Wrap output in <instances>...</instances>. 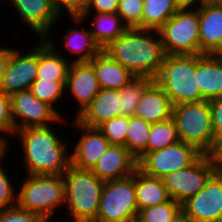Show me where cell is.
<instances>
[{
    "label": "cell",
    "instance_id": "39",
    "mask_svg": "<svg viewBox=\"0 0 222 222\" xmlns=\"http://www.w3.org/2000/svg\"><path fill=\"white\" fill-rule=\"evenodd\" d=\"M119 0H90L85 12L80 16L84 21L88 20L91 12L116 13Z\"/></svg>",
    "mask_w": 222,
    "mask_h": 222
},
{
    "label": "cell",
    "instance_id": "36",
    "mask_svg": "<svg viewBox=\"0 0 222 222\" xmlns=\"http://www.w3.org/2000/svg\"><path fill=\"white\" fill-rule=\"evenodd\" d=\"M15 126L11 116L10 96L0 92V132L14 138Z\"/></svg>",
    "mask_w": 222,
    "mask_h": 222
},
{
    "label": "cell",
    "instance_id": "48",
    "mask_svg": "<svg viewBox=\"0 0 222 222\" xmlns=\"http://www.w3.org/2000/svg\"><path fill=\"white\" fill-rule=\"evenodd\" d=\"M209 1L222 4V0H209Z\"/></svg>",
    "mask_w": 222,
    "mask_h": 222
},
{
    "label": "cell",
    "instance_id": "14",
    "mask_svg": "<svg viewBox=\"0 0 222 222\" xmlns=\"http://www.w3.org/2000/svg\"><path fill=\"white\" fill-rule=\"evenodd\" d=\"M5 1V0H4ZM8 1V0H7ZM17 17L26 24L38 39L49 36L60 18L53 0H9Z\"/></svg>",
    "mask_w": 222,
    "mask_h": 222
},
{
    "label": "cell",
    "instance_id": "22",
    "mask_svg": "<svg viewBox=\"0 0 222 222\" xmlns=\"http://www.w3.org/2000/svg\"><path fill=\"white\" fill-rule=\"evenodd\" d=\"M173 105L161 86L153 80L138 102L135 116L154 124L172 118Z\"/></svg>",
    "mask_w": 222,
    "mask_h": 222
},
{
    "label": "cell",
    "instance_id": "32",
    "mask_svg": "<svg viewBox=\"0 0 222 222\" xmlns=\"http://www.w3.org/2000/svg\"><path fill=\"white\" fill-rule=\"evenodd\" d=\"M181 215V204L169 199L167 202L141 209L137 217L143 222H174Z\"/></svg>",
    "mask_w": 222,
    "mask_h": 222
},
{
    "label": "cell",
    "instance_id": "44",
    "mask_svg": "<svg viewBox=\"0 0 222 222\" xmlns=\"http://www.w3.org/2000/svg\"><path fill=\"white\" fill-rule=\"evenodd\" d=\"M8 142L10 143L9 139L0 132V165H3L2 161L7 157V152L10 153Z\"/></svg>",
    "mask_w": 222,
    "mask_h": 222
},
{
    "label": "cell",
    "instance_id": "7",
    "mask_svg": "<svg viewBox=\"0 0 222 222\" xmlns=\"http://www.w3.org/2000/svg\"><path fill=\"white\" fill-rule=\"evenodd\" d=\"M157 31L166 55H201L198 9L178 10Z\"/></svg>",
    "mask_w": 222,
    "mask_h": 222
},
{
    "label": "cell",
    "instance_id": "21",
    "mask_svg": "<svg viewBox=\"0 0 222 222\" xmlns=\"http://www.w3.org/2000/svg\"><path fill=\"white\" fill-rule=\"evenodd\" d=\"M118 116H120L119 90L101 88L92 102L76 119L86 126L98 128Z\"/></svg>",
    "mask_w": 222,
    "mask_h": 222
},
{
    "label": "cell",
    "instance_id": "41",
    "mask_svg": "<svg viewBox=\"0 0 222 222\" xmlns=\"http://www.w3.org/2000/svg\"><path fill=\"white\" fill-rule=\"evenodd\" d=\"M216 172H222V136L215 139L214 146L208 154Z\"/></svg>",
    "mask_w": 222,
    "mask_h": 222
},
{
    "label": "cell",
    "instance_id": "8",
    "mask_svg": "<svg viewBox=\"0 0 222 222\" xmlns=\"http://www.w3.org/2000/svg\"><path fill=\"white\" fill-rule=\"evenodd\" d=\"M137 214L135 172L104 183L95 222H130Z\"/></svg>",
    "mask_w": 222,
    "mask_h": 222
},
{
    "label": "cell",
    "instance_id": "19",
    "mask_svg": "<svg viewBox=\"0 0 222 222\" xmlns=\"http://www.w3.org/2000/svg\"><path fill=\"white\" fill-rule=\"evenodd\" d=\"M198 15L201 55L214 54L222 44V4L207 0Z\"/></svg>",
    "mask_w": 222,
    "mask_h": 222
},
{
    "label": "cell",
    "instance_id": "16",
    "mask_svg": "<svg viewBox=\"0 0 222 222\" xmlns=\"http://www.w3.org/2000/svg\"><path fill=\"white\" fill-rule=\"evenodd\" d=\"M100 85L90 62H73L70 65L65 84V92L71 94L74 103L78 104L75 108V117L80 115L83 110L92 102L94 97L100 92Z\"/></svg>",
    "mask_w": 222,
    "mask_h": 222
},
{
    "label": "cell",
    "instance_id": "43",
    "mask_svg": "<svg viewBox=\"0 0 222 222\" xmlns=\"http://www.w3.org/2000/svg\"><path fill=\"white\" fill-rule=\"evenodd\" d=\"M178 10L198 9L207 0H173Z\"/></svg>",
    "mask_w": 222,
    "mask_h": 222
},
{
    "label": "cell",
    "instance_id": "3",
    "mask_svg": "<svg viewBox=\"0 0 222 222\" xmlns=\"http://www.w3.org/2000/svg\"><path fill=\"white\" fill-rule=\"evenodd\" d=\"M65 184V207L73 222H95L104 181L91 170L70 165L62 175Z\"/></svg>",
    "mask_w": 222,
    "mask_h": 222
},
{
    "label": "cell",
    "instance_id": "45",
    "mask_svg": "<svg viewBox=\"0 0 222 222\" xmlns=\"http://www.w3.org/2000/svg\"><path fill=\"white\" fill-rule=\"evenodd\" d=\"M218 60L222 61V44L213 54Z\"/></svg>",
    "mask_w": 222,
    "mask_h": 222
},
{
    "label": "cell",
    "instance_id": "10",
    "mask_svg": "<svg viewBox=\"0 0 222 222\" xmlns=\"http://www.w3.org/2000/svg\"><path fill=\"white\" fill-rule=\"evenodd\" d=\"M202 155L194 146L179 141L165 148L148 152L139 162L138 169L145 175L163 178L173 171L189 167Z\"/></svg>",
    "mask_w": 222,
    "mask_h": 222
},
{
    "label": "cell",
    "instance_id": "38",
    "mask_svg": "<svg viewBox=\"0 0 222 222\" xmlns=\"http://www.w3.org/2000/svg\"><path fill=\"white\" fill-rule=\"evenodd\" d=\"M53 2L60 16L65 10L70 16H81L87 9L90 0H53Z\"/></svg>",
    "mask_w": 222,
    "mask_h": 222
},
{
    "label": "cell",
    "instance_id": "49",
    "mask_svg": "<svg viewBox=\"0 0 222 222\" xmlns=\"http://www.w3.org/2000/svg\"><path fill=\"white\" fill-rule=\"evenodd\" d=\"M215 222H222V214Z\"/></svg>",
    "mask_w": 222,
    "mask_h": 222
},
{
    "label": "cell",
    "instance_id": "28",
    "mask_svg": "<svg viewBox=\"0 0 222 222\" xmlns=\"http://www.w3.org/2000/svg\"><path fill=\"white\" fill-rule=\"evenodd\" d=\"M151 124L142 118L131 116L127 128L125 147L139 162L147 154Z\"/></svg>",
    "mask_w": 222,
    "mask_h": 222
},
{
    "label": "cell",
    "instance_id": "18",
    "mask_svg": "<svg viewBox=\"0 0 222 222\" xmlns=\"http://www.w3.org/2000/svg\"><path fill=\"white\" fill-rule=\"evenodd\" d=\"M48 36L38 40V70L36 80L66 81L72 62L60 52Z\"/></svg>",
    "mask_w": 222,
    "mask_h": 222
},
{
    "label": "cell",
    "instance_id": "25",
    "mask_svg": "<svg viewBox=\"0 0 222 222\" xmlns=\"http://www.w3.org/2000/svg\"><path fill=\"white\" fill-rule=\"evenodd\" d=\"M135 191L138 211L170 199L162 178L147 176L139 169L135 171Z\"/></svg>",
    "mask_w": 222,
    "mask_h": 222
},
{
    "label": "cell",
    "instance_id": "46",
    "mask_svg": "<svg viewBox=\"0 0 222 222\" xmlns=\"http://www.w3.org/2000/svg\"><path fill=\"white\" fill-rule=\"evenodd\" d=\"M179 222H191V221L185 219L182 215H180V216H179Z\"/></svg>",
    "mask_w": 222,
    "mask_h": 222
},
{
    "label": "cell",
    "instance_id": "15",
    "mask_svg": "<svg viewBox=\"0 0 222 222\" xmlns=\"http://www.w3.org/2000/svg\"><path fill=\"white\" fill-rule=\"evenodd\" d=\"M73 121L72 127L83 133H80L73 151H70V165L81 170H91L110 143L98 128L86 126L76 118Z\"/></svg>",
    "mask_w": 222,
    "mask_h": 222
},
{
    "label": "cell",
    "instance_id": "1",
    "mask_svg": "<svg viewBox=\"0 0 222 222\" xmlns=\"http://www.w3.org/2000/svg\"><path fill=\"white\" fill-rule=\"evenodd\" d=\"M103 51L135 77L155 80L166 56L157 30L128 28Z\"/></svg>",
    "mask_w": 222,
    "mask_h": 222
},
{
    "label": "cell",
    "instance_id": "24",
    "mask_svg": "<svg viewBox=\"0 0 222 222\" xmlns=\"http://www.w3.org/2000/svg\"><path fill=\"white\" fill-rule=\"evenodd\" d=\"M95 70L100 88L121 89L135 76L119 62L114 61L103 50L89 61Z\"/></svg>",
    "mask_w": 222,
    "mask_h": 222
},
{
    "label": "cell",
    "instance_id": "37",
    "mask_svg": "<svg viewBox=\"0 0 222 222\" xmlns=\"http://www.w3.org/2000/svg\"><path fill=\"white\" fill-rule=\"evenodd\" d=\"M0 222H47L38 214L23 210L18 206L0 212Z\"/></svg>",
    "mask_w": 222,
    "mask_h": 222
},
{
    "label": "cell",
    "instance_id": "11",
    "mask_svg": "<svg viewBox=\"0 0 222 222\" xmlns=\"http://www.w3.org/2000/svg\"><path fill=\"white\" fill-rule=\"evenodd\" d=\"M10 104L16 131L67 122L66 118L61 117L50 105L35 97L30 90L10 95Z\"/></svg>",
    "mask_w": 222,
    "mask_h": 222
},
{
    "label": "cell",
    "instance_id": "47",
    "mask_svg": "<svg viewBox=\"0 0 222 222\" xmlns=\"http://www.w3.org/2000/svg\"><path fill=\"white\" fill-rule=\"evenodd\" d=\"M130 222H143L142 220H140L137 216L134 217Z\"/></svg>",
    "mask_w": 222,
    "mask_h": 222
},
{
    "label": "cell",
    "instance_id": "5",
    "mask_svg": "<svg viewBox=\"0 0 222 222\" xmlns=\"http://www.w3.org/2000/svg\"><path fill=\"white\" fill-rule=\"evenodd\" d=\"M24 175L26 177L17 192V206L40 215L48 222L58 211V207H65L62 175Z\"/></svg>",
    "mask_w": 222,
    "mask_h": 222
},
{
    "label": "cell",
    "instance_id": "31",
    "mask_svg": "<svg viewBox=\"0 0 222 222\" xmlns=\"http://www.w3.org/2000/svg\"><path fill=\"white\" fill-rule=\"evenodd\" d=\"M65 84L66 81L35 80L29 90L35 97L50 105L61 117H64L62 115L64 113H60V109H57L55 104L58 105V101L66 97L64 96Z\"/></svg>",
    "mask_w": 222,
    "mask_h": 222
},
{
    "label": "cell",
    "instance_id": "30",
    "mask_svg": "<svg viewBox=\"0 0 222 222\" xmlns=\"http://www.w3.org/2000/svg\"><path fill=\"white\" fill-rule=\"evenodd\" d=\"M179 141L176 124L172 118L151 124L147 143V153L165 148Z\"/></svg>",
    "mask_w": 222,
    "mask_h": 222
},
{
    "label": "cell",
    "instance_id": "34",
    "mask_svg": "<svg viewBox=\"0 0 222 222\" xmlns=\"http://www.w3.org/2000/svg\"><path fill=\"white\" fill-rule=\"evenodd\" d=\"M117 14L128 28L142 29L143 0H119Z\"/></svg>",
    "mask_w": 222,
    "mask_h": 222
},
{
    "label": "cell",
    "instance_id": "23",
    "mask_svg": "<svg viewBox=\"0 0 222 222\" xmlns=\"http://www.w3.org/2000/svg\"><path fill=\"white\" fill-rule=\"evenodd\" d=\"M197 80L202 101L222 97V61L213 54L197 55Z\"/></svg>",
    "mask_w": 222,
    "mask_h": 222
},
{
    "label": "cell",
    "instance_id": "26",
    "mask_svg": "<svg viewBox=\"0 0 222 222\" xmlns=\"http://www.w3.org/2000/svg\"><path fill=\"white\" fill-rule=\"evenodd\" d=\"M93 14L90 31L102 50L128 29L117 12Z\"/></svg>",
    "mask_w": 222,
    "mask_h": 222
},
{
    "label": "cell",
    "instance_id": "40",
    "mask_svg": "<svg viewBox=\"0 0 222 222\" xmlns=\"http://www.w3.org/2000/svg\"><path fill=\"white\" fill-rule=\"evenodd\" d=\"M212 129L215 139L222 136V97L209 101Z\"/></svg>",
    "mask_w": 222,
    "mask_h": 222
},
{
    "label": "cell",
    "instance_id": "35",
    "mask_svg": "<svg viewBox=\"0 0 222 222\" xmlns=\"http://www.w3.org/2000/svg\"><path fill=\"white\" fill-rule=\"evenodd\" d=\"M2 166L3 165H0V212L17 206L18 192V188H16L15 185L12 184V177H10L8 173H6L8 172V170H4Z\"/></svg>",
    "mask_w": 222,
    "mask_h": 222
},
{
    "label": "cell",
    "instance_id": "17",
    "mask_svg": "<svg viewBox=\"0 0 222 222\" xmlns=\"http://www.w3.org/2000/svg\"><path fill=\"white\" fill-rule=\"evenodd\" d=\"M138 169L137 159L123 145L110 144L91 171L102 181L122 179Z\"/></svg>",
    "mask_w": 222,
    "mask_h": 222
},
{
    "label": "cell",
    "instance_id": "27",
    "mask_svg": "<svg viewBox=\"0 0 222 222\" xmlns=\"http://www.w3.org/2000/svg\"><path fill=\"white\" fill-rule=\"evenodd\" d=\"M177 11L173 0H143L142 29L158 30Z\"/></svg>",
    "mask_w": 222,
    "mask_h": 222
},
{
    "label": "cell",
    "instance_id": "33",
    "mask_svg": "<svg viewBox=\"0 0 222 222\" xmlns=\"http://www.w3.org/2000/svg\"><path fill=\"white\" fill-rule=\"evenodd\" d=\"M128 124V116H118L100 125L98 129L110 144L125 146Z\"/></svg>",
    "mask_w": 222,
    "mask_h": 222
},
{
    "label": "cell",
    "instance_id": "29",
    "mask_svg": "<svg viewBox=\"0 0 222 222\" xmlns=\"http://www.w3.org/2000/svg\"><path fill=\"white\" fill-rule=\"evenodd\" d=\"M152 81L153 79L147 77H134L119 89L120 116H135L138 102Z\"/></svg>",
    "mask_w": 222,
    "mask_h": 222
},
{
    "label": "cell",
    "instance_id": "20",
    "mask_svg": "<svg viewBox=\"0 0 222 222\" xmlns=\"http://www.w3.org/2000/svg\"><path fill=\"white\" fill-rule=\"evenodd\" d=\"M68 17L78 26H72L67 29L61 45H63L65 50L67 49L65 52L69 53L70 57L68 60L70 62H89L96 57L102 49L92 36L90 28L79 27V23H84V20L80 16L68 15ZM71 56H76V58H72Z\"/></svg>",
    "mask_w": 222,
    "mask_h": 222
},
{
    "label": "cell",
    "instance_id": "9",
    "mask_svg": "<svg viewBox=\"0 0 222 222\" xmlns=\"http://www.w3.org/2000/svg\"><path fill=\"white\" fill-rule=\"evenodd\" d=\"M215 172L210 156L202 154L192 165L165 175L162 181L169 197L181 204L197 194Z\"/></svg>",
    "mask_w": 222,
    "mask_h": 222
},
{
    "label": "cell",
    "instance_id": "12",
    "mask_svg": "<svg viewBox=\"0 0 222 222\" xmlns=\"http://www.w3.org/2000/svg\"><path fill=\"white\" fill-rule=\"evenodd\" d=\"M222 214V172H215L194 196L181 203V215L191 222H215Z\"/></svg>",
    "mask_w": 222,
    "mask_h": 222
},
{
    "label": "cell",
    "instance_id": "2",
    "mask_svg": "<svg viewBox=\"0 0 222 222\" xmlns=\"http://www.w3.org/2000/svg\"><path fill=\"white\" fill-rule=\"evenodd\" d=\"M14 136L22 147L25 174L63 175L70 166L69 145L53 125L17 130Z\"/></svg>",
    "mask_w": 222,
    "mask_h": 222
},
{
    "label": "cell",
    "instance_id": "4",
    "mask_svg": "<svg viewBox=\"0 0 222 222\" xmlns=\"http://www.w3.org/2000/svg\"><path fill=\"white\" fill-rule=\"evenodd\" d=\"M155 81L173 106L202 101L197 80V55H166Z\"/></svg>",
    "mask_w": 222,
    "mask_h": 222
},
{
    "label": "cell",
    "instance_id": "42",
    "mask_svg": "<svg viewBox=\"0 0 222 222\" xmlns=\"http://www.w3.org/2000/svg\"><path fill=\"white\" fill-rule=\"evenodd\" d=\"M13 49L12 47H1L0 45V86L2 84L3 76L6 71L7 65H8V60L11 55V51Z\"/></svg>",
    "mask_w": 222,
    "mask_h": 222
},
{
    "label": "cell",
    "instance_id": "6",
    "mask_svg": "<svg viewBox=\"0 0 222 222\" xmlns=\"http://www.w3.org/2000/svg\"><path fill=\"white\" fill-rule=\"evenodd\" d=\"M172 119L175 121L180 141L194 146L202 154L208 155L211 152L215 137L208 101L174 105Z\"/></svg>",
    "mask_w": 222,
    "mask_h": 222
},
{
    "label": "cell",
    "instance_id": "13",
    "mask_svg": "<svg viewBox=\"0 0 222 222\" xmlns=\"http://www.w3.org/2000/svg\"><path fill=\"white\" fill-rule=\"evenodd\" d=\"M27 52L13 48L3 76L0 92L12 95L16 92L29 90L36 80L38 70V42Z\"/></svg>",
    "mask_w": 222,
    "mask_h": 222
}]
</instances>
